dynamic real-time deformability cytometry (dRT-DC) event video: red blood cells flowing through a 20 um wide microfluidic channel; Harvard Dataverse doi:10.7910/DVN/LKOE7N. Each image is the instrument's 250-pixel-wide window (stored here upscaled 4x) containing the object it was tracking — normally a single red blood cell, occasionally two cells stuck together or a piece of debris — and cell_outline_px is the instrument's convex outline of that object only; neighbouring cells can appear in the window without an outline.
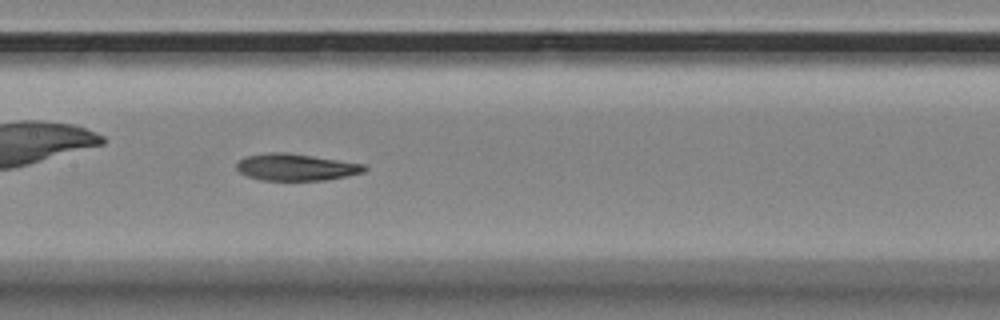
{"species": "Egyptian fruit bat (a non-hibernating species)", "species_latin": "Rousettus aegyptiacus", "temperature_condition": "room temperature", "stored_images_in_passage": 57, "camera_frame_rate_fps": 3000, "um_per_image_px": 0.085, "animal": {"sex": "female"}, "frame": {"image": 1, "passage_image": 27, "time_ms": 8.667, "image_size_px": [1000, 320], "cell_outline_px": [[368, 168], [364, 172], [324, 180], [260, 180], [248, 176], [240, 172], [236, 168], [236, 164], [244, 156], [268, 152], [288, 152], [364, 164]], "centroid_in_image_um": [25.13, 14.2], "position_along_channel_um": 182.3, "area_um2": 19.94}}
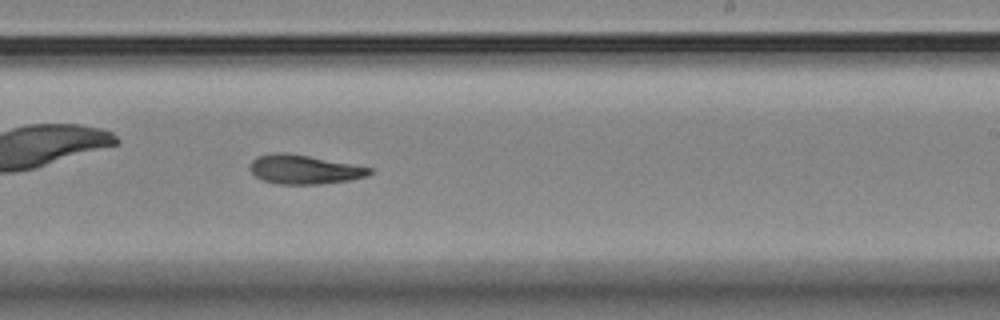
{"frame": {"image": 2, "passage_image": 34, "time_ms": 11.0, "image_size_px": [1000, 320], "cell_outline_px": [[372, 172], [368, 176], [348, 180], [320, 184], [276, 184], [264, 180], [256, 176], [248, 168], [252, 160], [256, 156], [276, 152], [284, 152], [308, 156], [372, 168]], "centroid_in_image_um": [25.81, 14.4], "position_along_channel_um": 263.2, "area_um2": 20.11}}
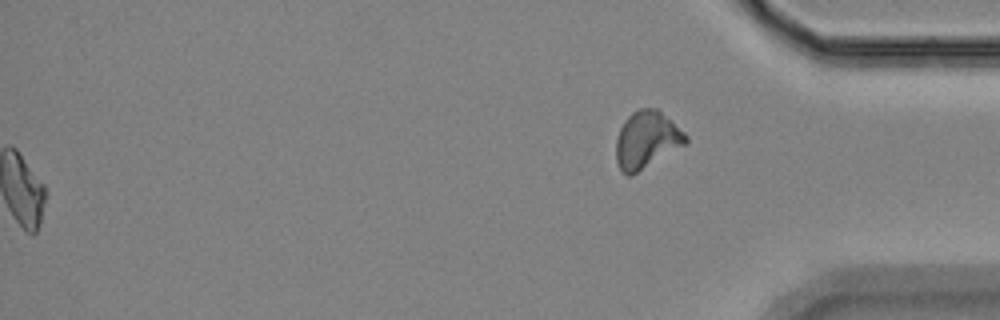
{"frame": {"image": 3, "passage_image": 57, "time_ms": 18.667, "image_size_px": [1000, 320], "cell_outline_px": [[688, 140], [684, 144], [632, 176], [628, 176], [620, 168], [616, 160], [616, 140], [620, 128], [624, 120], [632, 112], [640, 108], [656, 108], [672, 120], [688, 136]], "centroid_in_image_um": [54.95, 11.87], "position_along_channel_um": 380.3, "area_um2": 23.0}, "authors_computed_cell_mechanics": {"area_um2": 20.1144, "velocity_mm_per_s": 3.4822, "shape_relaxation_time_tau1_ms": 11.0296, "shape_relaxation_time_tau2_ms": 10.6841, "deformation_change_tau1": 0.2306, "deformation_change_tau2": 0.1902}}